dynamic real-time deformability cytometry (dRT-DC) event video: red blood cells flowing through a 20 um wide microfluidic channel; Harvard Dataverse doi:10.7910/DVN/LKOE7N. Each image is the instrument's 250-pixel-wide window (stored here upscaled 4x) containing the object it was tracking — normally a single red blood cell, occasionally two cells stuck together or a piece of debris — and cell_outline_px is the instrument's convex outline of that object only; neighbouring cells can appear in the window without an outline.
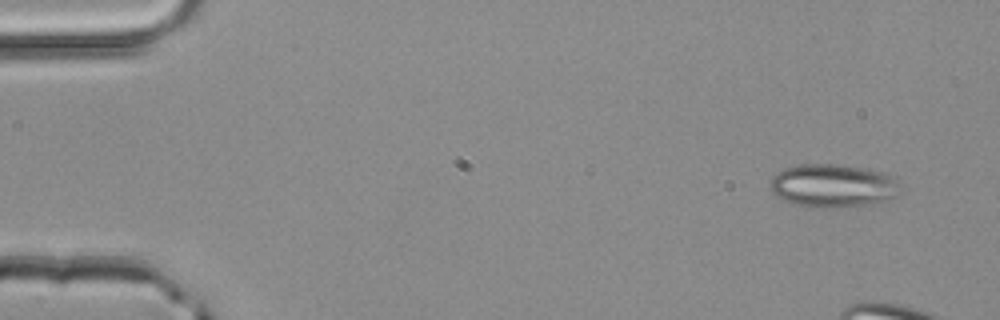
{"species": "common noctule bat (a hibernating species)", "species_latin": "Nyctalus noctula", "temperature_condition": "room temperature", "stored_images_in_passage": 4, "camera_frame_rate_fps": 3000, "um_per_image_px": 0.085, "animal": {"sex": "male", "body_mass_g": 20.4}, "frame": {"image": 1, "passage_image": 1, "time_ms": 0.0, "image_size_px": [1000, 320], "cell_outline_px": [[896, 196], [888, 200], [872, 204], [840, 208], [832, 208], [792, 204], [776, 196], [772, 192], [772, 176], [784, 168], [800, 164], [836, 164], [860, 168], [880, 172], [888, 176], [892, 180]], "centroid_in_image_um": [70.7, 15.8], "position_along_channel_um": 14.3, "area_um2": 31.96}}